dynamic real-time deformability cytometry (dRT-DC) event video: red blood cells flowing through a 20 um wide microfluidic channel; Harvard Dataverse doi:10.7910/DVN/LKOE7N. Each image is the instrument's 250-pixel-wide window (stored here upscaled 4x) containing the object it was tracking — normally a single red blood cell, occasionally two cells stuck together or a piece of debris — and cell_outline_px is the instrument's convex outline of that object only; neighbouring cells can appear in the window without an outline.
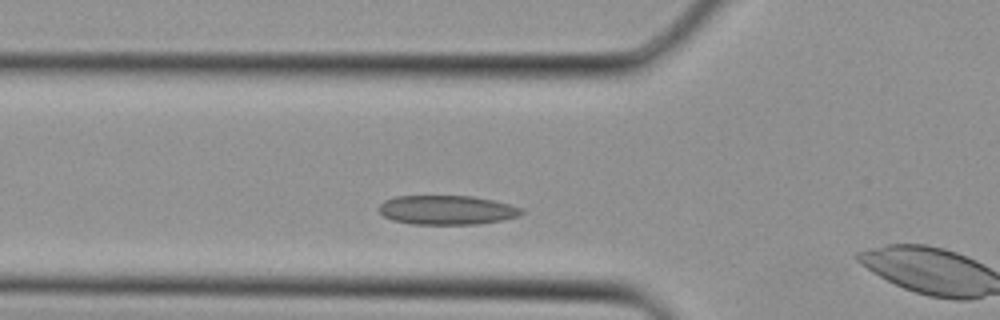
{"species": "Egyptian fruit bat (a non-hibernating species)", "species_latin": "Rousettus aegyptiacus", "temperature_condition": "cold", "stored_images_in_passage": 9, "segment_of_instrument_passage": [1, 2], "camera_frame_rate_fps": 3000, "um_per_image_px": 0.085, "animal": {"sex": "female"}, "frame": {"image": 1, "passage_image": 6, "time_ms": 1.667, "image_size_px": [1000, 320], "cell_outline_px": [[524, 212], [520, 216], [504, 220], [476, 224], [412, 224], [392, 220], [384, 216], [376, 208], [384, 200], [392, 196], [472, 196], [492, 200], [524, 208]], "centroid_in_image_um": [37.97, 17.85], "position_along_channel_um": 87.8, "area_um2": 24.51}}
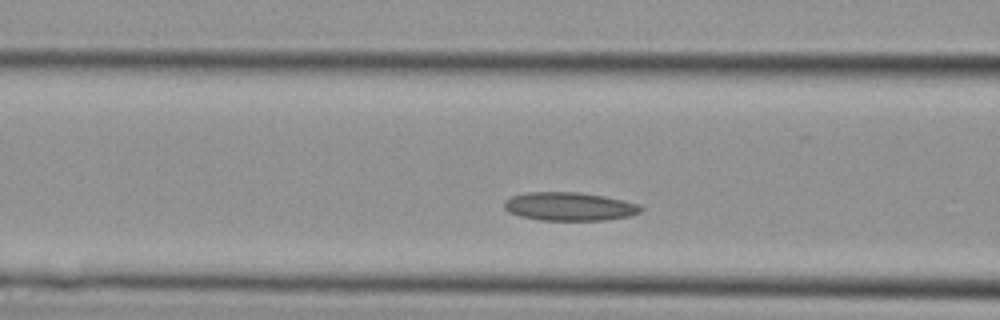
{"frame": {"image": 2, "passage_image": 8, "time_ms": 2.333, "image_size_px": [1000, 320], "cell_outline_px": [[644, 208], [640, 212], [632, 216], [604, 220], [540, 220], [520, 216], [508, 212], [504, 208], [504, 200], [512, 196], [528, 192], [576, 192], [604, 196], [624, 200], [640, 204]], "centroid_in_image_um": [48.42, 17.55], "position_along_channel_um": 118.2, "area_um2": 22.77}}